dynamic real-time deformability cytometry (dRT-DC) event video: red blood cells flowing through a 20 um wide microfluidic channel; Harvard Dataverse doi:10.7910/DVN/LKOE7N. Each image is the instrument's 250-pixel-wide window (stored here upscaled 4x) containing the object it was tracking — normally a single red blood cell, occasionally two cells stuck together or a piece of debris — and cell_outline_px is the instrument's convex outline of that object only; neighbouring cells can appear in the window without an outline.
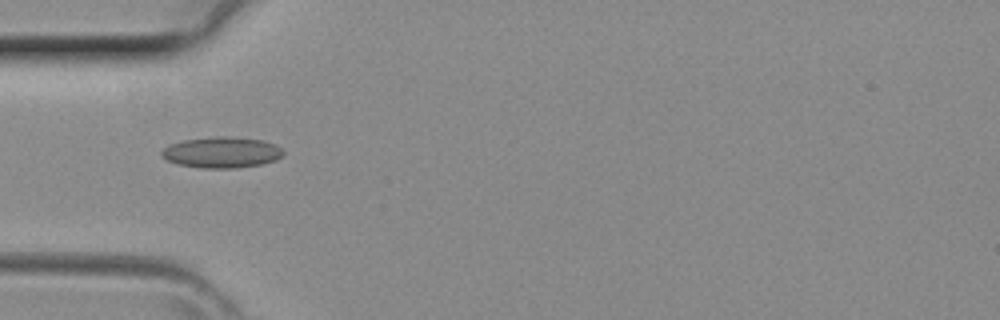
{"species": "common noctule bat (a hibernating species)", "species_latin": "Nyctalus noctula", "temperature_condition": "room temperature", "stored_images_in_passage": 30, "camera_frame_rate_fps": 3000, "um_per_image_px": 0.085, "animal": {"sex": "female", "body_mass_g": 29.2, "forearm_length_mm": 56.3}, "frame": {"image": 1, "passage_image": 1, "time_ms": 0.0, "image_size_px": [1000, 320], "cell_outline_px": [[284, 152], [276, 160], [260, 164], [232, 168], [200, 168], [176, 164], [160, 156], [160, 152], [168, 144], [184, 140], [220, 136], [228, 136], [264, 140], [276, 144]], "centroid_in_image_um": [18.81, 12.95], "position_along_channel_um": 66.2, "area_um2": 21.96}}
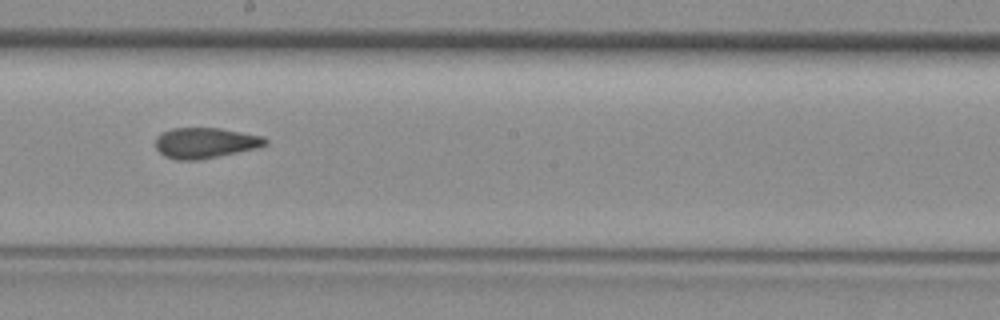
{"frame": {"image": 2, "passage_image": 11, "time_ms": 3.333, "image_size_px": [1000, 320], "cell_outline_px": [[268, 144], [256, 148], [200, 160], [176, 160], [164, 156], [156, 148], [156, 136], [172, 128], [220, 128], [264, 136], [268, 140]], "centroid_in_image_um": [17.46, 12.15], "position_along_channel_um": 230.7, "area_um2": 19.59}}
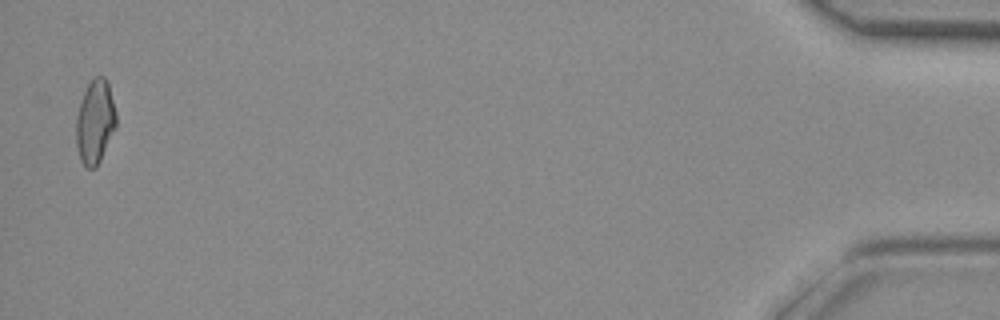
{"frame": {"image": 3, "passage_image": 29, "time_ms": 9.333, "image_size_px": [1000, 320], "cell_outline_px": [[116, 128], [96, 168], [88, 168], [80, 160], [76, 144], [76, 116], [88, 80], [92, 76], [104, 76], [108, 84], [116, 112]], "centroid_in_image_um": [8.08, 10.33], "position_along_channel_um": 427.1, "area_um2": 19.65}}